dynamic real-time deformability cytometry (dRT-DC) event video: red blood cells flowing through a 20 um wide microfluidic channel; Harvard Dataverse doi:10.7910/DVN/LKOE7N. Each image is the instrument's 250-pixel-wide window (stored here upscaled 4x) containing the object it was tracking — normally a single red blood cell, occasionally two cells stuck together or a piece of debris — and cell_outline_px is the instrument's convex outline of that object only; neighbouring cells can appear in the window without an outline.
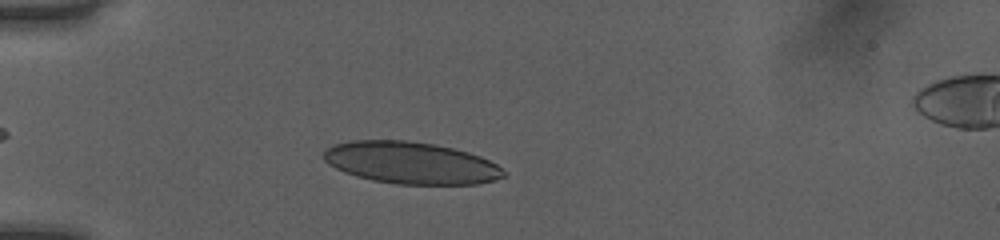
{"species": "human", "species_latin": "Homo sapiens", "temperature_condition": "room temperature", "stored_images_in_passage": 36, "camera_frame_rate_fps": 3000, "um_per_image_px": 0.085, "donor": {"sex": "female"}, "frame": {"image": 1, "passage_image": 4, "time_ms": 1.0, "image_size_px": [1000, 240], "cell_outline_px": [[508, 172], [504, 176], [496, 180], [476, 184], [396, 184], [372, 180], [356, 176], [344, 172], [328, 164], [324, 160], [324, 152], [332, 144], [352, 140], [408, 140], [432, 144], [452, 148], [468, 152], [480, 156], [496, 164]], "centroid_in_image_um": [34.93, 13.84], "position_along_channel_um": 50.1, "area_um2": 44.1}}
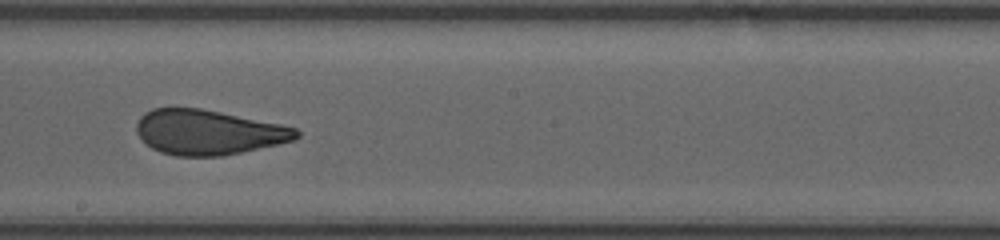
{"frame": {"image": 2, "passage_image": 19, "time_ms": 6.0, "image_size_px": [1000, 240], "cell_outline_px": [[300, 136], [296, 140], [240, 152], [220, 156], [176, 156], [160, 152], [152, 148], [136, 132], [136, 124], [140, 116], [144, 112], [152, 108], [200, 108], [280, 124], [296, 128], [300, 132]], "centroid_in_image_um": [17.69, 11.24], "position_along_channel_um": 230.5, "area_um2": 41.62}}
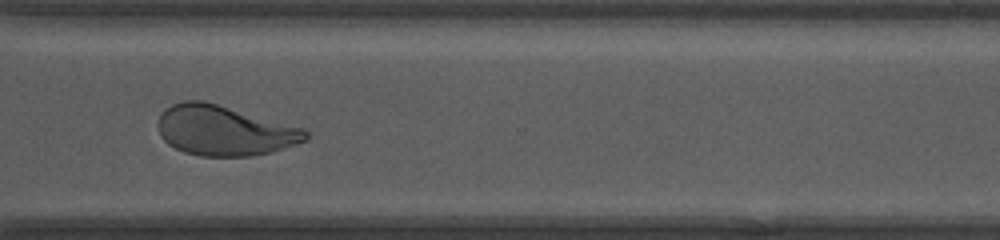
{"frame": {"image": 3, "passage_image": 28, "time_ms": 9.0, "image_size_px": [1000, 240], "cell_outline_px": [[308, 140], [272, 152], [248, 156], [200, 156], [184, 152], [168, 144], [160, 136], [156, 124], [160, 116], [172, 104], [184, 100], [204, 100], [304, 128], [308, 132]], "centroid_in_image_um": [19.06, 11.1], "position_along_channel_um": 351.5, "area_um2": 43.12}, "authors_computed_cell_mechanics": {"area_um2": 43.1188, "velocity_mm_per_s": 4.0546, "shape_relaxation_time_tau1_ms": 7.2492, "shape_relaxation_time_tau2_ms": 0.8663, "deformation_change_tau1": 0.1964, "deformation_change_tau2": 0.0763}}